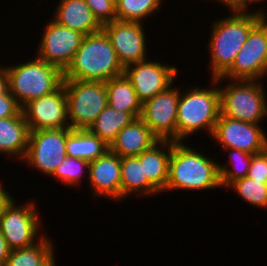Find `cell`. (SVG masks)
Listing matches in <instances>:
<instances>
[{
	"label": "cell",
	"mask_w": 267,
	"mask_h": 266,
	"mask_svg": "<svg viewBox=\"0 0 267 266\" xmlns=\"http://www.w3.org/2000/svg\"><path fill=\"white\" fill-rule=\"evenodd\" d=\"M108 150L109 146L88 129L66 128L67 156L90 162L103 156Z\"/></svg>",
	"instance_id": "obj_22"
},
{
	"label": "cell",
	"mask_w": 267,
	"mask_h": 266,
	"mask_svg": "<svg viewBox=\"0 0 267 266\" xmlns=\"http://www.w3.org/2000/svg\"><path fill=\"white\" fill-rule=\"evenodd\" d=\"M8 91L22 107L30 100L56 91L64 80V73L37 56L33 60L5 67Z\"/></svg>",
	"instance_id": "obj_5"
},
{
	"label": "cell",
	"mask_w": 267,
	"mask_h": 266,
	"mask_svg": "<svg viewBox=\"0 0 267 266\" xmlns=\"http://www.w3.org/2000/svg\"><path fill=\"white\" fill-rule=\"evenodd\" d=\"M85 2L102 26L116 20L115 0H85Z\"/></svg>",
	"instance_id": "obj_31"
},
{
	"label": "cell",
	"mask_w": 267,
	"mask_h": 266,
	"mask_svg": "<svg viewBox=\"0 0 267 266\" xmlns=\"http://www.w3.org/2000/svg\"><path fill=\"white\" fill-rule=\"evenodd\" d=\"M172 141L159 140L137 157L143 163L144 176L161 193L166 189L169 177V161Z\"/></svg>",
	"instance_id": "obj_20"
},
{
	"label": "cell",
	"mask_w": 267,
	"mask_h": 266,
	"mask_svg": "<svg viewBox=\"0 0 267 266\" xmlns=\"http://www.w3.org/2000/svg\"><path fill=\"white\" fill-rule=\"evenodd\" d=\"M180 89L174 85L142 103L140 119L159 140L176 142L177 106Z\"/></svg>",
	"instance_id": "obj_12"
},
{
	"label": "cell",
	"mask_w": 267,
	"mask_h": 266,
	"mask_svg": "<svg viewBox=\"0 0 267 266\" xmlns=\"http://www.w3.org/2000/svg\"><path fill=\"white\" fill-rule=\"evenodd\" d=\"M220 91V114L231 119L259 124L267 116V96L262 80H231Z\"/></svg>",
	"instance_id": "obj_6"
},
{
	"label": "cell",
	"mask_w": 267,
	"mask_h": 266,
	"mask_svg": "<svg viewBox=\"0 0 267 266\" xmlns=\"http://www.w3.org/2000/svg\"><path fill=\"white\" fill-rule=\"evenodd\" d=\"M134 119L131 113L119 112L107 105L88 130L110 146L116 135Z\"/></svg>",
	"instance_id": "obj_26"
},
{
	"label": "cell",
	"mask_w": 267,
	"mask_h": 266,
	"mask_svg": "<svg viewBox=\"0 0 267 266\" xmlns=\"http://www.w3.org/2000/svg\"><path fill=\"white\" fill-rule=\"evenodd\" d=\"M227 150L230 154L226 155L229 158L228 162L231 164L229 166L219 164V172H220V182L222 188H224L235 180L244 178L248 176L249 167L252 162V154L247 153L238 149H224ZM233 163V164H232ZM231 167V168H229Z\"/></svg>",
	"instance_id": "obj_28"
},
{
	"label": "cell",
	"mask_w": 267,
	"mask_h": 266,
	"mask_svg": "<svg viewBox=\"0 0 267 266\" xmlns=\"http://www.w3.org/2000/svg\"><path fill=\"white\" fill-rule=\"evenodd\" d=\"M4 70H5V67H4V66H3V67L0 66V74H1Z\"/></svg>",
	"instance_id": "obj_40"
},
{
	"label": "cell",
	"mask_w": 267,
	"mask_h": 266,
	"mask_svg": "<svg viewBox=\"0 0 267 266\" xmlns=\"http://www.w3.org/2000/svg\"><path fill=\"white\" fill-rule=\"evenodd\" d=\"M212 87H191L180 94L177 106L176 141H183L198 131L206 130L212 136L220 114L218 78L212 79ZM217 87V88H216ZM210 132V133H209Z\"/></svg>",
	"instance_id": "obj_4"
},
{
	"label": "cell",
	"mask_w": 267,
	"mask_h": 266,
	"mask_svg": "<svg viewBox=\"0 0 267 266\" xmlns=\"http://www.w3.org/2000/svg\"><path fill=\"white\" fill-rule=\"evenodd\" d=\"M5 187L0 182V214L4 211L5 206L12 200L13 196L10 195Z\"/></svg>",
	"instance_id": "obj_35"
},
{
	"label": "cell",
	"mask_w": 267,
	"mask_h": 266,
	"mask_svg": "<svg viewBox=\"0 0 267 266\" xmlns=\"http://www.w3.org/2000/svg\"><path fill=\"white\" fill-rule=\"evenodd\" d=\"M15 202L12 198L0 214V233L10 250L30 247L41 240L38 234L42 222L37 214L36 202L27 201L25 205H16Z\"/></svg>",
	"instance_id": "obj_9"
},
{
	"label": "cell",
	"mask_w": 267,
	"mask_h": 266,
	"mask_svg": "<svg viewBox=\"0 0 267 266\" xmlns=\"http://www.w3.org/2000/svg\"><path fill=\"white\" fill-rule=\"evenodd\" d=\"M105 85L108 105L119 112L131 113L135 118L140 117L142 103L125 74L111 78Z\"/></svg>",
	"instance_id": "obj_24"
},
{
	"label": "cell",
	"mask_w": 267,
	"mask_h": 266,
	"mask_svg": "<svg viewBox=\"0 0 267 266\" xmlns=\"http://www.w3.org/2000/svg\"><path fill=\"white\" fill-rule=\"evenodd\" d=\"M21 111L30 131L70 128L63 84L48 95L28 101Z\"/></svg>",
	"instance_id": "obj_13"
},
{
	"label": "cell",
	"mask_w": 267,
	"mask_h": 266,
	"mask_svg": "<svg viewBox=\"0 0 267 266\" xmlns=\"http://www.w3.org/2000/svg\"><path fill=\"white\" fill-rule=\"evenodd\" d=\"M34 245L11 250L5 266H47L54 259V248L51 239L44 234Z\"/></svg>",
	"instance_id": "obj_25"
},
{
	"label": "cell",
	"mask_w": 267,
	"mask_h": 266,
	"mask_svg": "<svg viewBox=\"0 0 267 266\" xmlns=\"http://www.w3.org/2000/svg\"><path fill=\"white\" fill-rule=\"evenodd\" d=\"M70 129H88L108 105L105 82L64 79Z\"/></svg>",
	"instance_id": "obj_7"
},
{
	"label": "cell",
	"mask_w": 267,
	"mask_h": 266,
	"mask_svg": "<svg viewBox=\"0 0 267 266\" xmlns=\"http://www.w3.org/2000/svg\"><path fill=\"white\" fill-rule=\"evenodd\" d=\"M248 177L266 183L267 178V149L259 154H252Z\"/></svg>",
	"instance_id": "obj_32"
},
{
	"label": "cell",
	"mask_w": 267,
	"mask_h": 266,
	"mask_svg": "<svg viewBox=\"0 0 267 266\" xmlns=\"http://www.w3.org/2000/svg\"><path fill=\"white\" fill-rule=\"evenodd\" d=\"M143 22L114 20L103 25L102 30L109 37L119 62L127 65L147 60L146 35Z\"/></svg>",
	"instance_id": "obj_16"
},
{
	"label": "cell",
	"mask_w": 267,
	"mask_h": 266,
	"mask_svg": "<svg viewBox=\"0 0 267 266\" xmlns=\"http://www.w3.org/2000/svg\"><path fill=\"white\" fill-rule=\"evenodd\" d=\"M124 74L115 49L106 33L86 35L64 72V79L106 82Z\"/></svg>",
	"instance_id": "obj_3"
},
{
	"label": "cell",
	"mask_w": 267,
	"mask_h": 266,
	"mask_svg": "<svg viewBox=\"0 0 267 266\" xmlns=\"http://www.w3.org/2000/svg\"><path fill=\"white\" fill-rule=\"evenodd\" d=\"M124 74L131 81L138 100L144 103L173 85L178 69L174 65L147 59L127 65Z\"/></svg>",
	"instance_id": "obj_15"
},
{
	"label": "cell",
	"mask_w": 267,
	"mask_h": 266,
	"mask_svg": "<svg viewBox=\"0 0 267 266\" xmlns=\"http://www.w3.org/2000/svg\"><path fill=\"white\" fill-rule=\"evenodd\" d=\"M259 124L231 119L219 114L212 137L224 149L259 154L267 149V134Z\"/></svg>",
	"instance_id": "obj_14"
},
{
	"label": "cell",
	"mask_w": 267,
	"mask_h": 266,
	"mask_svg": "<svg viewBox=\"0 0 267 266\" xmlns=\"http://www.w3.org/2000/svg\"><path fill=\"white\" fill-rule=\"evenodd\" d=\"M8 88L7 75L5 70L0 74V94Z\"/></svg>",
	"instance_id": "obj_37"
},
{
	"label": "cell",
	"mask_w": 267,
	"mask_h": 266,
	"mask_svg": "<svg viewBox=\"0 0 267 266\" xmlns=\"http://www.w3.org/2000/svg\"><path fill=\"white\" fill-rule=\"evenodd\" d=\"M30 129L23 113L0 119V153L20 157L23 161L29 141ZM16 155V156H15Z\"/></svg>",
	"instance_id": "obj_21"
},
{
	"label": "cell",
	"mask_w": 267,
	"mask_h": 266,
	"mask_svg": "<svg viewBox=\"0 0 267 266\" xmlns=\"http://www.w3.org/2000/svg\"><path fill=\"white\" fill-rule=\"evenodd\" d=\"M215 1L223 3V5L226 6L227 8H233L240 0H215Z\"/></svg>",
	"instance_id": "obj_38"
},
{
	"label": "cell",
	"mask_w": 267,
	"mask_h": 266,
	"mask_svg": "<svg viewBox=\"0 0 267 266\" xmlns=\"http://www.w3.org/2000/svg\"><path fill=\"white\" fill-rule=\"evenodd\" d=\"M195 148L172 141L169 177L164 192L174 190L199 191L222 187L219 164Z\"/></svg>",
	"instance_id": "obj_2"
},
{
	"label": "cell",
	"mask_w": 267,
	"mask_h": 266,
	"mask_svg": "<svg viewBox=\"0 0 267 266\" xmlns=\"http://www.w3.org/2000/svg\"><path fill=\"white\" fill-rule=\"evenodd\" d=\"M55 263H57V262H55V259L50 263V264H48L47 266H56L57 264H55Z\"/></svg>",
	"instance_id": "obj_39"
},
{
	"label": "cell",
	"mask_w": 267,
	"mask_h": 266,
	"mask_svg": "<svg viewBox=\"0 0 267 266\" xmlns=\"http://www.w3.org/2000/svg\"><path fill=\"white\" fill-rule=\"evenodd\" d=\"M21 112L20 104L7 88L0 94V119L18 116Z\"/></svg>",
	"instance_id": "obj_33"
},
{
	"label": "cell",
	"mask_w": 267,
	"mask_h": 266,
	"mask_svg": "<svg viewBox=\"0 0 267 266\" xmlns=\"http://www.w3.org/2000/svg\"><path fill=\"white\" fill-rule=\"evenodd\" d=\"M161 194L144 176L143 163L137 156L121 158V201L130 195Z\"/></svg>",
	"instance_id": "obj_23"
},
{
	"label": "cell",
	"mask_w": 267,
	"mask_h": 266,
	"mask_svg": "<svg viewBox=\"0 0 267 266\" xmlns=\"http://www.w3.org/2000/svg\"><path fill=\"white\" fill-rule=\"evenodd\" d=\"M230 16L214 20L209 40L212 79L221 77L233 64L236 55L247 40L250 30L267 13L262 9L249 12L227 8Z\"/></svg>",
	"instance_id": "obj_1"
},
{
	"label": "cell",
	"mask_w": 267,
	"mask_h": 266,
	"mask_svg": "<svg viewBox=\"0 0 267 266\" xmlns=\"http://www.w3.org/2000/svg\"><path fill=\"white\" fill-rule=\"evenodd\" d=\"M231 187V188H230ZM227 188L238 193L240 198L249 205L258 208H264L267 211V184L252 178L244 177L231 182Z\"/></svg>",
	"instance_id": "obj_29"
},
{
	"label": "cell",
	"mask_w": 267,
	"mask_h": 266,
	"mask_svg": "<svg viewBox=\"0 0 267 266\" xmlns=\"http://www.w3.org/2000/svg\"><path fill=\"white\" fill-rule=\"evenodd\" d=\"M66 157V128L30 131L23 160L32 169L52 176Z\"/></svg>",
	"instance_id": "obj_10"
},
{
	"label": "cell",
	"mask_w": 267,
	"mask_h": 266,
	"mask_svg": "<svg viewBox=\"0 0 267 266\" xmlns=\"http://www.w3.org/2000/svg\"><path fill=\"white\" fill-rule=\"evenodd\" d=\"M265 2L266 0H240L234 7L233 9L239 10V11H249L250 9H248L249 5L253 3L255 4V2L259 3V2ZM250 3V4H249Z\"/></svg>",
	"instance_id": "obj_36"
},
{
	"label": "cell",
	"mask_w": 267,
	"mask_h": 266,
	"mask_svg": "<svg viewBox=\"0 0 267 266\" xmlns=\"http://www.w3.org/2000/svg\"><path fill=\"white\" fill-rule=\"evenodd\" d=\"M267 75V17L264 16L249 32L232 66L221 80H262Z\"/></svg>",
	"instance_id": "obj_8"
},
{
	"label": "cell",
	"mask_w": 267,
	"mask_h": 266,
	"mask_svg": "<svg viewBox=\"0 0 267 266\" xmlns=\"http://www.w3.org/2000/svg\"><path fill=\"white\" fill-rule=\"evenodd\" d=\"M53 15L52 19L57 23L85 36L98 33L103 28L85 0H60Z\"/></svg>",
	"instance_id": "obj_19"
},
{
	"label": "cell",
	"mask_w": 267,
	"mask_h": 266,
	"mask_svg": "<svg viewBox=\"0 0 267 266\" xmlns=\"http://www.w3.org/2000/svg\"><path fill=\"white\" fill-rule=\"evenodd\" d=\"M10 249L3 235L0 233V266H5L10 254Z\"/></svg>",
	"instance_id": "obj_34"
},
{
	"label": "cell",
	"mask_w": 267,
	"mask_h": 266,
	"mask_svg": "<svg viewBox=\"0 0 267 266\" xmlns=\"http://www.w3.org/2000/svg\"><path fill=\"white\" fill-rule=\"evenodd\" d=\"M163 1L165 0H115L116 19L142 22L147 16L157 13Z\"/></svg>",
	"instance_id": "obj_27"
},
{
	"label": "cell",
	"mask_w": 267,
	"mask_h": 266,
	"mask_svg": "<svg viewBox=\"0 0 267 266\" xmlns=\"http://www.w3.org/2000/svg\"><path fill=\"white\" fill-rule=\"evenodd\" d=\"M88 180L92 197L121 201V157L108 150L90 161Z\"/></svg>",
	"instance_id": "obj_17"
},
{
	"label": "cell",
	"mask_w": 267,
	"mask_h": 266,
	"mask_svg": "<svg viewBox=\"0 0 267 266\" xmlns=\"http://www.w3.org/2000/svg\"><path fill=\"white\" fill-rule=\"evenodd\" d=\"M44 27L40 39L37 57L46 63L59 68L63 73L71 64L75 53L81 46L84 34L50 19Z\"/></svg>",
	"instance_id": "obj_11"
},
{
	"label": "cell",
	"mask_w": 267,
	"mask_h": 266,
	"mask_svg": "<svg viewBox=\"0 0 267 266\" xmlns=\"http://www.w3.org/2000/svg\"><path fill=\"white\" fill-rule=\"evenodd\" d=\"M158 141L149 127L140 118H135L116 135L109 150L121 158L138 156Z\"/></svg>",
	"instance_id": "obj_18"
},
{
	"label": "cell",
	"mask_w": 267,
	"mask_h": 266,
	"mask_svg": "<svg viewBox=\"0 0 267 266\" xmlns=\"http://www.w3.org/2000/svg\"><path fill=\"white\" fill-rule=\"evenodd\" d=\"M89 164L90 162L86 160L67 156L51 177L67 186H79L85 170L89 175Z\"/></svg>",
	"instance_id": "obj_30"
}]
</instances>
